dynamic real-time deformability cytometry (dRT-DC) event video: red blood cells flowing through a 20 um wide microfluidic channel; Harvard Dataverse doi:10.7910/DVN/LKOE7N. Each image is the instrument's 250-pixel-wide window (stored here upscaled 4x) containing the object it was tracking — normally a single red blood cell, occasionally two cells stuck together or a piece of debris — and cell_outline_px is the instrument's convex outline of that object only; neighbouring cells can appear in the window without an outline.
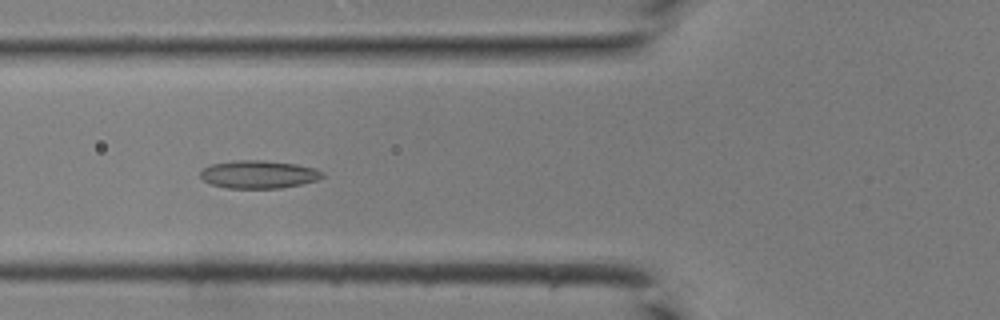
{"species": "common noctule bat (a hibernating species)", "species_latin": "Nyctalus noctula", "temperature_condition": "room temperature", "stored_images_in_passage": 43, "camera_frame_rate_fps": 3000, "um_per_image_px": 0.085, "animal": {"sex": "male", "body_mass_g": 19.0, "forearm_length_mm": 50.8}, "frame": {"image": 1, "passage_image": 17, "time_ms": 5.333, "image_size_px": [1000, 320], "cell_outline_px": [[324, 176], [316, 180], [300, 184], [280, 188], [228, 188], [212, 184], [204, 180], [200, 176], [200, 172], [204, 168], [212, 164], [232, 160], [264, 160], [296, 164], [316, 168], [324, 172]], "centroid_in_image_um": [22.0, 14.81], "position_along_channel_um": 103.8, "area_um2": 19.83}}
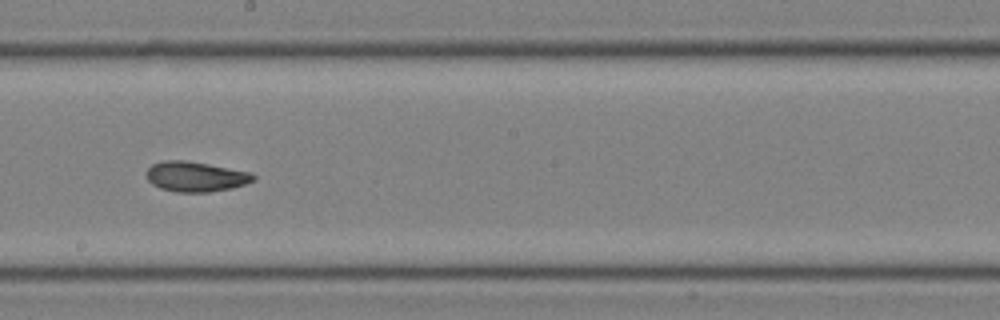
{"frame": {"image": 2, "passage_image": 25, "time_ms": 8.0, "image_size_px": [1000, 320], "cell_outline_px": [[256, 180], [232, 188], [208, 192], [176, 192], [160, 188], [152, 184], [148, 180], [144, 172], [152, 164], [164, 160], [184, 160], [208, 164], [248, 172], [256, 176]], "centroid_in_image_um": [16.58, 15.01], "position_along_channel_um": 231.6, "area_um2": 18.73}}
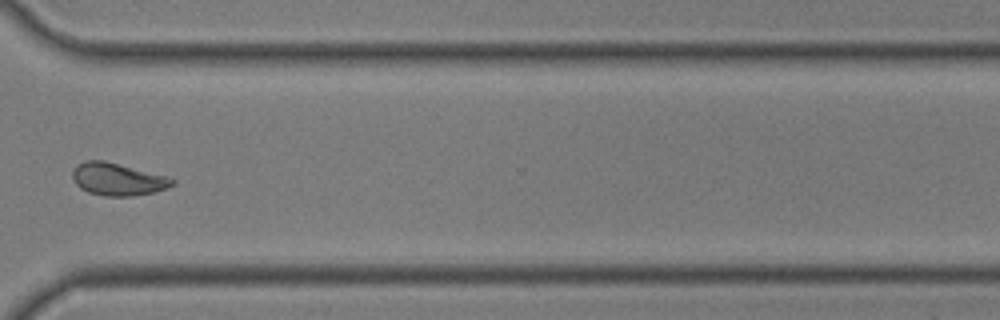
{"frame": {"image": 3, "passage_image": 33, "time_ms": 10.667, "image_size_px": [1000, 320], "cell_outline_px": [[176, 184], [152, 192], [132, 196], [104, 196], [88, 192], [80, 188], [72, 180], [72, 172], [76, 164], [84, 160], [104, 160], [168, 176], [176, 180]], "centroid_in_image_um": [9.97, 15.22], "position_along_channel_um": 360.6, "area_um2": 19.02}}